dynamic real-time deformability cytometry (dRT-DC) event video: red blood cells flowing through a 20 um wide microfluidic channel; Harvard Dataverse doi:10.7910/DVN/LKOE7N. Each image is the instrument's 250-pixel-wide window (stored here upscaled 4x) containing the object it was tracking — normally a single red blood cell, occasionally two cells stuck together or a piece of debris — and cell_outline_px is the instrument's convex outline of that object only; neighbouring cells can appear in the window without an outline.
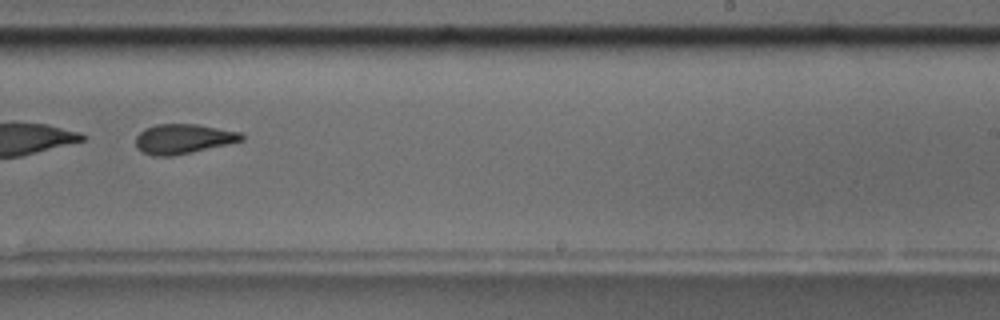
{"species": "common noctule bat (a hibernating species)", "species_latin": "Nyctalus noctula", "temperature_condition": "room temperature", "stored_images_in_passage": 55, "segment_of_instrument_passage": [2, 2], "camera_frame_rate_fps": 3000, "um_per_image_px": 0.085, "animal": {"sex": "male", "body_mass_g": 17.5, "forearm_length_mm": 52.3}, "frame": {"image": 1, "passage_image": 35, "time_ms": 11.333, "image_size_px": [1000, 320], "cell_outline_px": [[244, 140], [228, 144], [192, 152], [172, 156], [152, 156], [136, 148], [136, 136], [144, 128], [156, 124], [196, 124], [240, 132], [244, 136]], "centroid_in_image_um": [15.55, 11.8], "position_along_channel_um": 273.4, "area_um2": 18.32}}